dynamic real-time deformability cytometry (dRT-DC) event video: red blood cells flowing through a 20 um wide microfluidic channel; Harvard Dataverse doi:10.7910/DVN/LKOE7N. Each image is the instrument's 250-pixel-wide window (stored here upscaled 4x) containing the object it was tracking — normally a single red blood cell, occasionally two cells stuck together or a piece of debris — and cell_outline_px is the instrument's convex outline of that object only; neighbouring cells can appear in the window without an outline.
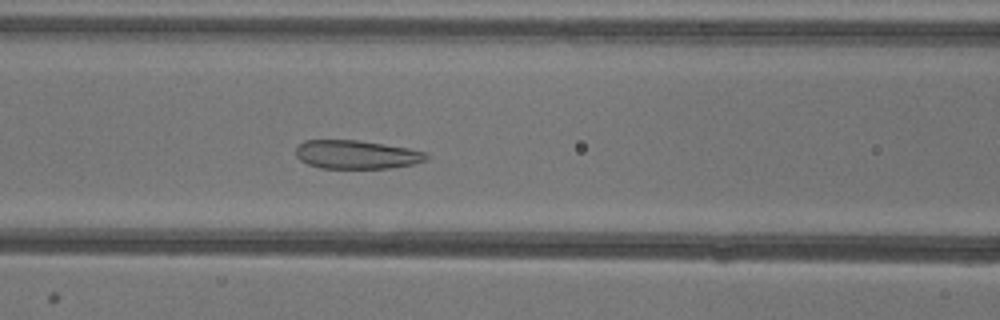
{"species": "common noctule bat (a hibernating species)", "species_latin": "Nyctalus noctula", "temperature_condition": "warm", "stored_images_in_passage": 54, "camera_frame_rate_fps": 3000, "um_per_image_px": 0.085, "animal": {"sex": "female"}, "frame": {"image": 1, "passage_image": 23, "time_ms": 7.333, "image_size_px": [1000, 320], "cell_outline_px": [[428, 160], [412, 164], [388, 168], [320, 168], [308, 164], [300, 160], [296, 156], [296, 144], [304, 140], [356, 140], [384, 144], [408, 148], [428, 152]], "centroid_in_image_um": [30.29, 13.13], "position_along_channel_um": 136.3, "area_um2": 21.85}}
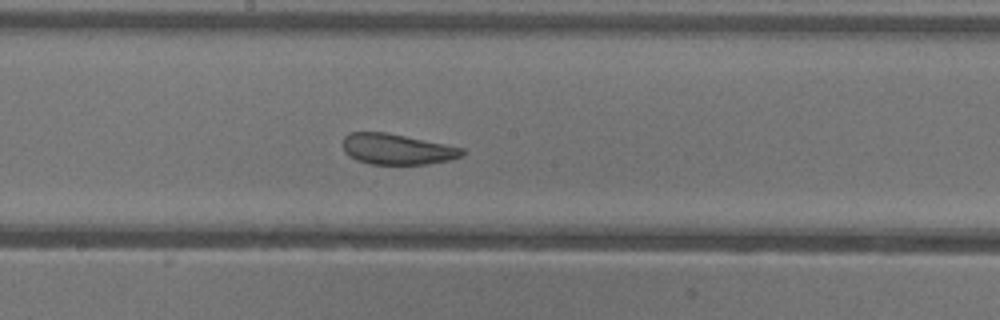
{"frame": {"image": 2, "passage_image": 29, "time_ms": 9.333, "image_size_px": [1000, 320], "cell_outline_px": [[464, 156], [448, 160], [428, 164], [368, 164], [356, 160], [348, 156], [344, 152], [344, 136], [348, 132], [384, 132], [464, 148]], "centroid_in_image_um": [33.72, 12.69], "position_along_channel_um": 214.5, "area_um2": 21.27}}
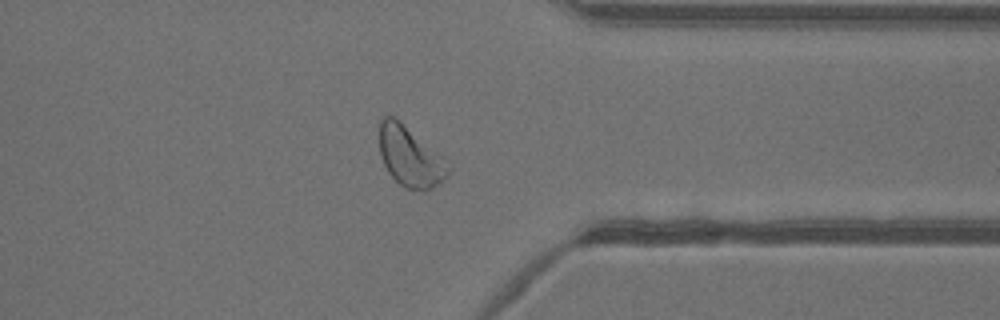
{"frame": {"image": 3, "passage_image": 42, "time_ms": 13.667, "image_size_px": [1000, 320], "cell_outline_px": [[452, 168], [444, 180], [432, 188], [404, 188], [388, 172], [380, 156], [380, 120], [384, 116], [392, 116], [400, 120], [444, 156], [452, 164]], "centroid_in_image_um": [34.9, 13.28], "position_along_channel_um": 376.5, "area_um2": 24.28}, "authors_computed_cell_mechanics": {"area_um2": 24.9407, "velocity_mm_per_s": 3.9164, "shape_relaxation_time_tau1_ms": null, "shape_relaxation_time_tau2_ms": 1.1474, "deformation_change_tau1": null, "deformation_change_tau2": 0.0888}}